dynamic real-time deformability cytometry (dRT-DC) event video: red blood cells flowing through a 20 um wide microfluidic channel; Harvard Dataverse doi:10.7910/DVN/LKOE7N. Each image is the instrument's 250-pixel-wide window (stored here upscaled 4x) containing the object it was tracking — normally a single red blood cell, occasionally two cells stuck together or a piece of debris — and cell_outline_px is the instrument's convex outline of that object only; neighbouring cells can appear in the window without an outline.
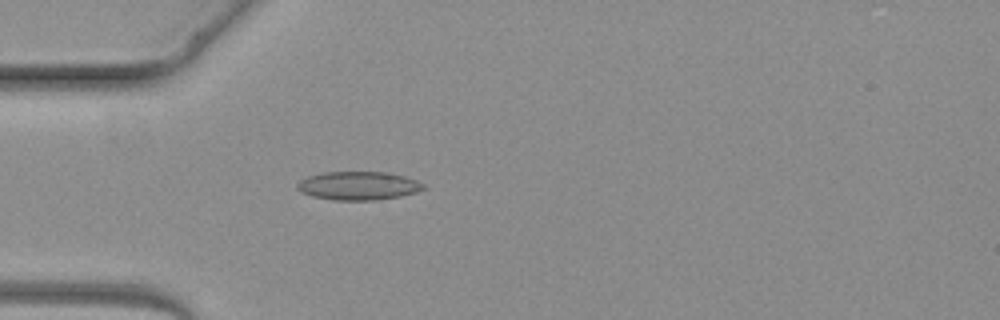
{"species": "common noctule bat (a hibernating species)", "species_latin": "Nyctalus noctula", "temperature_condition": "warm", "stored_images_in_passage": 3, "camera_frame_rate_fps": 3000, "um_per_image_px": 0.085, "animal": {"sex": "female", "body_mass_g": 19.3, "forearm_length_mm": 54.1}, "frame": {"image": 1, "passage_image": 3, "time_ms": 2.333, "image_size_px": [1000, 320], "cell_outline_px": [[428, 188], [416, 192], [400, 196], [376, 200], [332, 200], [312, 196], [300, 192], [296, 188], [296, 184], [300, 180], [308, 176], [324, 172], [388, 172], [404, 176], [416, 180], [424, 184]], "centroid_in_image_um": [30.46, 15.79], "position_along_channel_um": 54.5, "area_um2": 21.1}}